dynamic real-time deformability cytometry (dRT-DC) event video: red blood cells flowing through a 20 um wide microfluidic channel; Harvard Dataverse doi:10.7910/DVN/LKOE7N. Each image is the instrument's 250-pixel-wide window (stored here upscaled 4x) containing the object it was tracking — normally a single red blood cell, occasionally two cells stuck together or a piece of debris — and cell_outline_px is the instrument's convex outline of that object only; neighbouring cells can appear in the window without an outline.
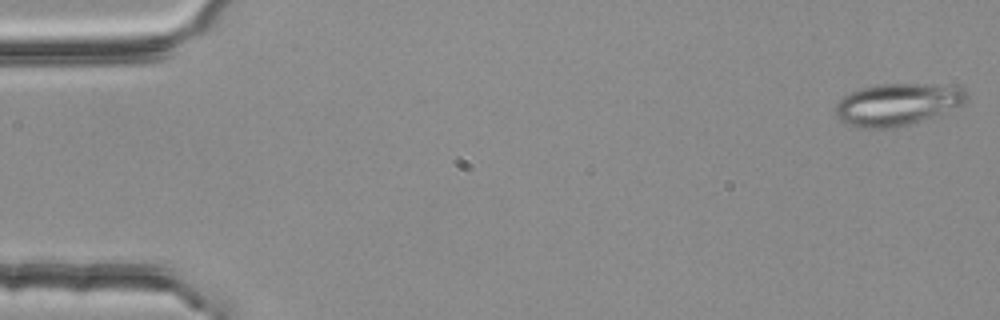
{"species": "common noctule bat (a hibernating species)", "species_latin": "Nyctalus noctula", "temperature_condition": "room temperature", "stored_images_in_passage": 4, "camera_frame_rate_fps": 3000, "um_per_image_px": 0.085, "animal": {"sex": "female", "body_mass_g": 25.1}, "frame": {"image": 1, "passage_image": 1, "time_ms": 0.0, "image_size_px": [1000, 320], "cell_outline_px": [[968, 96], [964, 104], [908, 124], [892, 128], [856, 128], [840, 120], [836, 112], [836, 104], [844, 96], [852, 92], [864, 88], [880, 84], [916, 84], [960, 88]], "centroid_in_image_um": [76.2, 8.89], "position_along_channel_um": 8.8, "area_um2": 31.1}}